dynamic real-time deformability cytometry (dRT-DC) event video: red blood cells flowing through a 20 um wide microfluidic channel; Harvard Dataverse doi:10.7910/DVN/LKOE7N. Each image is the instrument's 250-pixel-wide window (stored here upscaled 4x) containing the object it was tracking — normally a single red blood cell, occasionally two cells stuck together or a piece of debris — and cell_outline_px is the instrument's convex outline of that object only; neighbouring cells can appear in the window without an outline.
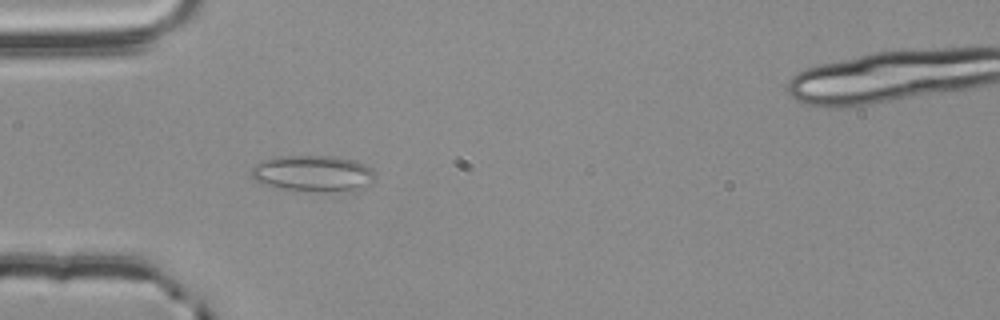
{"species": "common noctule bat (a hibernating species)", "species_latin": "Nyctalus noctula", "temperature_condition": "room temperature", "stored_images_in_passage": 42, "camera_frame_rate_fps": 3000, "um_per_image_px": 0.085, "animal": {"sex": "male", "body_mass_g": 20.4}, "frame": {"image": 1, "passage_image": 11, "time_ms": 3.333, "image_size_px": [1000, 320], "cell_outline_px": [[376, 176], [368, 184], [356, 192], [320, 192], [276, 188], [260, 184], [248, 172], [260, 160], [272, 156], [332, 156], [356, 160], [372, 168]], "centroid_in_image_um": [26.6, 14.76], "position_along_channel_um": 58.4, "area_um2": 26.93}}
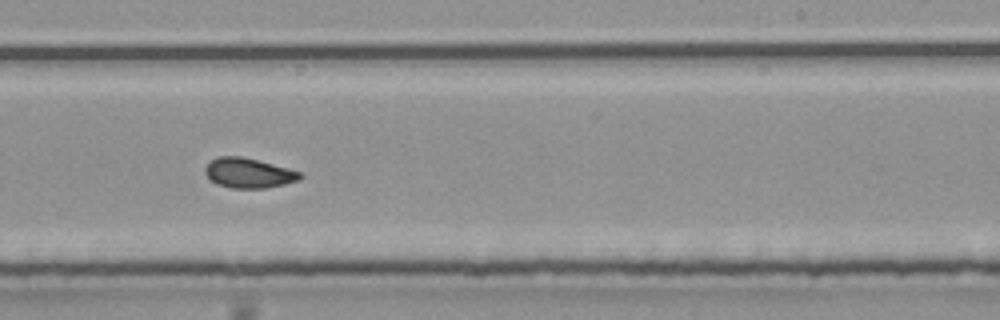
{"frame": {"image": 2, "passage_image": 28, "time_ms": 9.0, "image_size_px": [1000, 320], "cell_outline_px": [[304, 176], [300, 180], [284, 184], [264, 188], [232, 188], [220, 184], [212, 180], [204, 172], [204, 168], [208, 160], [216, 156], [240, 156], [288, 168], [300, 172]], "centroid_in_image_um": [21.11, 14.69], "position_along_channel_um": 267.9, "area_um2": 16.47}}
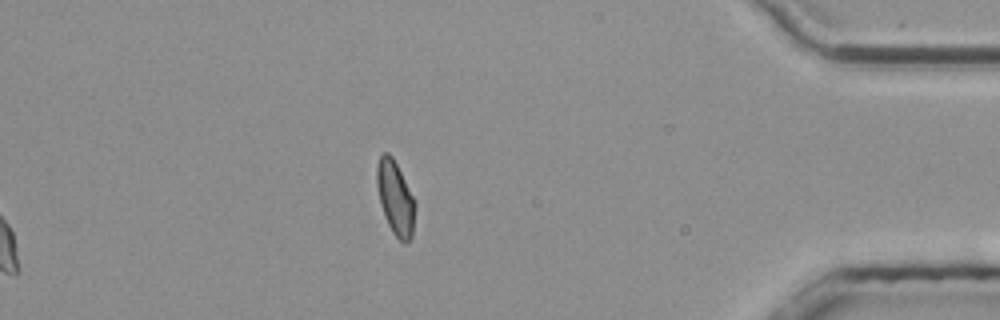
{"frame": {"image": 3, "passage_image": 42, "time_ms": 13.667, "image_size_px": [1000, 320], "cell_outline_px": [[416, 204], [412, 236], [404, 244], [392, 232], [384, 216], [380, 204], [376, 184], [376, 164], [380, 156], [384, 152], [388, 152], [392, 156], [416, 200]], "centroid_in_image_um": [33.6, 16.81], "position_along_channel_um": 401.6, "area_um2": 16.7}, "authors_computed_cell_mechanics": {"area_um2": 16.762, "velocity_mm_per_s": 3.7773, "shape_relaxation_time_tau1_ms": 6.2077, "shape_relaxation_time_tau2_ms": 2.6305, "deformation_change_tau1": 0.1062, "deformation_change_tau2": 0.0821}}